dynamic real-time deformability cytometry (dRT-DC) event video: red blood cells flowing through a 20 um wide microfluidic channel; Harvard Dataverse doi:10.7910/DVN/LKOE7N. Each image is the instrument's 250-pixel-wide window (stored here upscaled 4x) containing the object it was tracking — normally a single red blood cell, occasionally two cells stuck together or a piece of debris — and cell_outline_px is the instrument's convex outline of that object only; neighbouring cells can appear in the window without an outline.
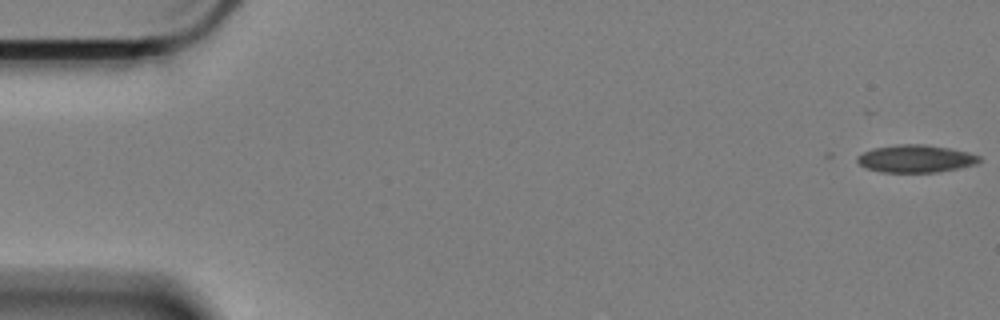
{"species": "Egyptian fruit bat (a non-hibernating species)", "species_latin": "Rousettus aegyptiacus", "temperature_condition": "cold", "stored_images_in_passage": 6, "camera_frame_rate_fps": 3000, "um_per_image_px": 0.085, "animal": {"sex": "female"}, "frame": {"image": 1, "passage_image": 1, "time_ms": 0.0, "image_size_px": [1000, 320], "cell_outline_px": [[980, 160], [976, 164], [936, 172], [880, 172], [868, 168], [860, 164], [856, 160], [856, 156], [872, 148], [900, 144], [924, 144], [948, 148], [968, 152], [980, 156]], "centroid_in_image_um": [77.81, 13.48], "position_along_channel_um": 7.2, "area_um2": 19.42}}